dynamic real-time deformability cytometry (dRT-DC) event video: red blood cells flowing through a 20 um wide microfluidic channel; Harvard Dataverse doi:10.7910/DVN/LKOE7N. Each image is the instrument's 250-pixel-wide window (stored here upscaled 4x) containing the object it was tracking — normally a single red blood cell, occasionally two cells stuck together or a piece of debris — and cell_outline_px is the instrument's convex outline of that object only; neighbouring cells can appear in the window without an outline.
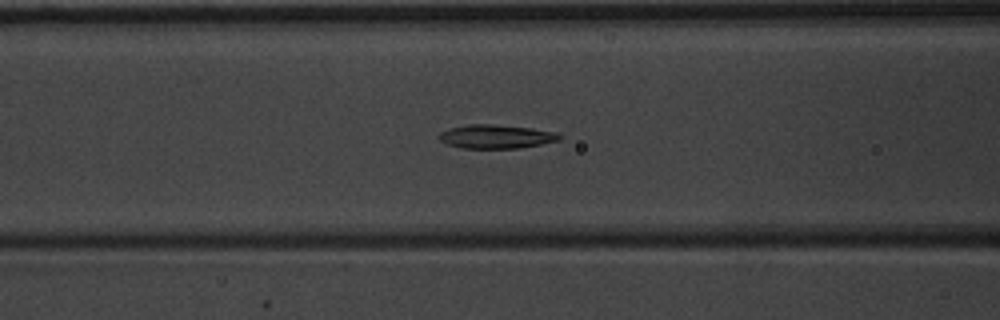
{"species": "common noctule bat (a hibernating species)", "species_latin": "Nyctalus noctula", "temperature_condition": "warm", "stored_images_in_passage": 43, "segment_of_instrument_passage": [1, 2], "camera_frame_rate_fps": 3000, "um_per_image_px": 0.085, "animal": {"sex": "male", "body_mass_g": 20.1, "forearm_length_mm": 53.5}, "frame": {"image": 1, "passage_image": 12, "time_ms": 3.667, "image_size_px": [1000, 320], "cell_outline_px": [[564, 136], [560, 140], [520, 148], [464, 148], [448, 144], [440, 140], [436, 136], [440, 132], [452, 128], [468, 124], [492, 124], [532, 128], [556, 132]], "centroid_in_image_um": [42.19, 11.6], "position_along_channel_um": 124.4, "area_um2": 16.65}}
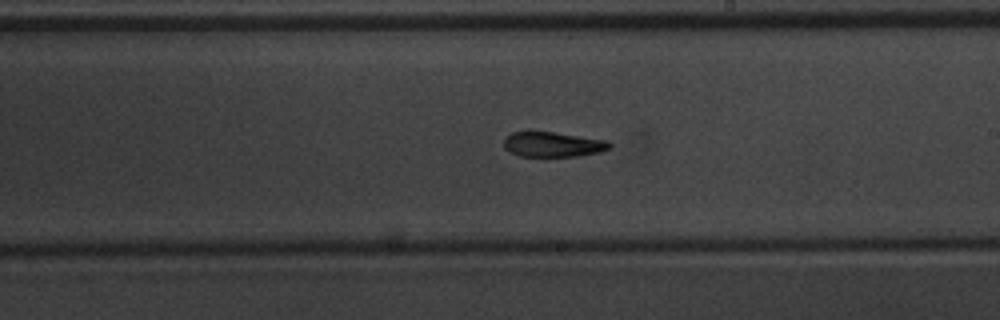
{"frame": {"image": 2, "passage_image": 21, "time_ms": 6.667, "image_size_px": [1000, 320], "cell_outline_px": [[612, 148], [600, 152], [580, 156], [520, 156], [508, 152], [504, 148], [504, 136], [512, 132], [552, 132], [608, 140], [612, 144]], "centroid_in_image_um": [47.0, 12.28], "position_along_channel_um": 242.0, "area_um2": 15.55}}
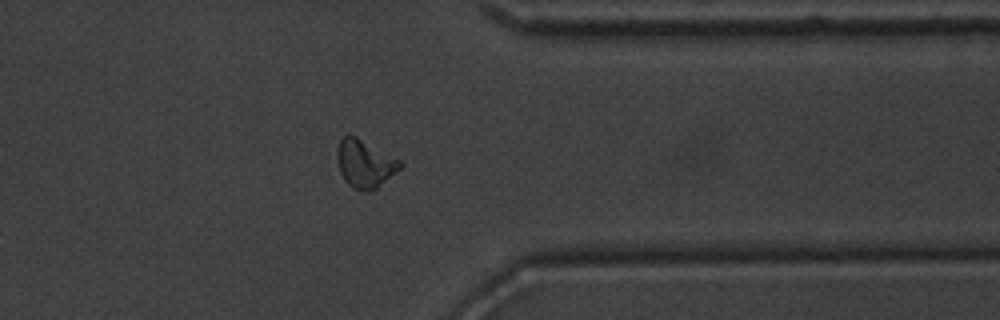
{"frame": {"image": 3, "passage_image": 32, "time_ms": 10.333, "image_size_px": [1000, 320], "cell_outline_px": [[404, 164], [400, 168], [376, 188], [368, 192], [364, 192], [352, 188], [344, 180], [340, 172], [336, 160], [336, 152], [340, 140], [348, 132], [356, 136], [400, 160]], "centroid_in_image_um": [30.97, 13.9], "position_along_channel_um": 380.4, "area_um2": 17.63}}